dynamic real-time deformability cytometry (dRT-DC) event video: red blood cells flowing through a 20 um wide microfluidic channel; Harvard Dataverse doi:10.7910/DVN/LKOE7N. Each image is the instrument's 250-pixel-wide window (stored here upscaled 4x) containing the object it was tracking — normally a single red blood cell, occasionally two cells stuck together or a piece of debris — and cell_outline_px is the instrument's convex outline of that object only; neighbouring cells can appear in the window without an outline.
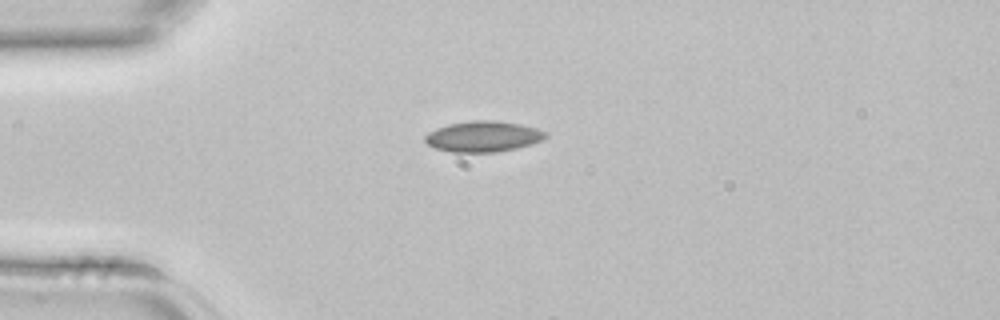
{"species": "common noctule bat (a hibernating species)", "species_latin": "Nyctalus noctula", "temperature_condition": "room temperature", "stored_images_in_passage": 1, "camera_frame_rate_fps": 3000, "um_per_image_px": 0.085, "animal": {"sex": "female", "body_mass_g": 22.7, "forearm_length_mm": 54.2}, "frame": {"image": 1, "passage_image": 1, "time_ms": 0.0, "image_size_px": [1000, 320], "cell_outline_px": [[548, 136], [544, 140], [532, 144], [516, 148], [496, 152], [452, 152], [436, 148], [428, 144], [424, 140], [424, 136], [428, 132], [436, 128], [448, 124], [472, 120], [488, 120], [520, 124], [536, 128], [548, 132]], "centroid_in_image_um": [41.09, 11.6], "position_along_channel_um": 43.9, "area_um2": 21.68}}